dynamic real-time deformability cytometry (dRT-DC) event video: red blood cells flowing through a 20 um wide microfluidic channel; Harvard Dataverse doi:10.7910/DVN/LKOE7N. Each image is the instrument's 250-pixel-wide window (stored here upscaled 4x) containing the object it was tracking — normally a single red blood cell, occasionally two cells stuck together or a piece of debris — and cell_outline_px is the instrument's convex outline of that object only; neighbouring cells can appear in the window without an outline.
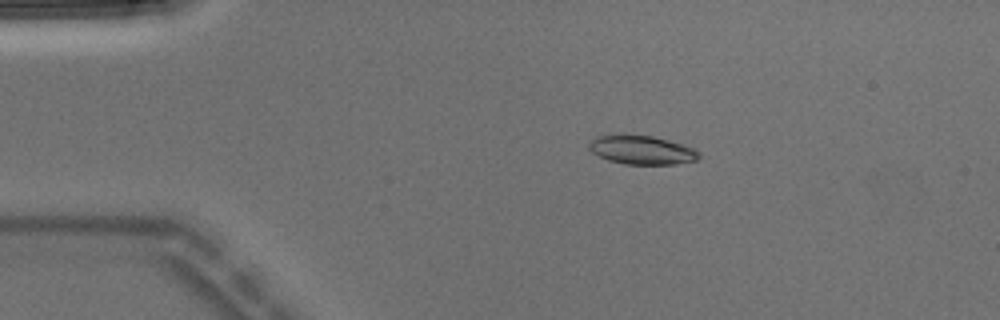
{"species": "Egyptian fruit bat (a non-hibernating species)", "species_latin": "Rousettus aegyptiacus", "temperature_condition": "warm", "stored_images_in_passage": 4, "camera_frame_rate_fps": 3000, "um_per_image_px": 0.085, "animal": {"sex": "male"}, "frame": {"image": 1, "passage_image": 2, "time_ms": 0.333, "image_size_px": [1000, 320], "cell_outline_px": [[700, 156], [696, 160], [676, 164], [624, 164], [608, 160], [592, 152], [588, 148], [588, 144], [596, 136], [652, 136], [668, 140], [692, 148], [700, 152]], "centroid_in_image_um": [54.56, 12.77], "position_along_channel_um": 30.4, "area_um2": 17.98}}
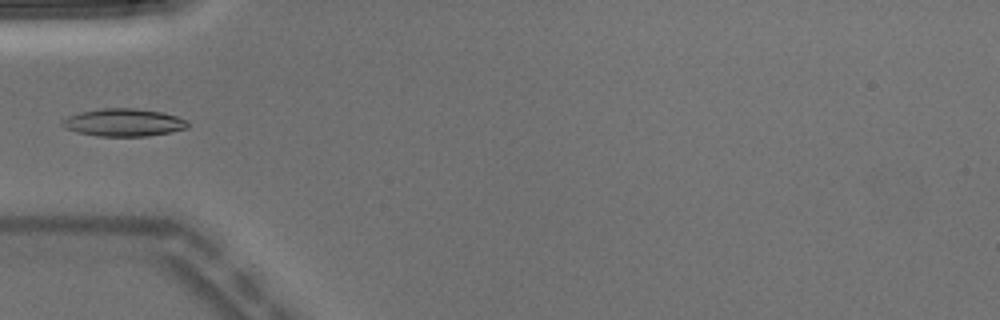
{"frame": {"image": 2, "passage_image": 4, "time_ms": 1.0, "image_size_px": [1000, 320], "cell_outline_px": [[188, 128], [172, 132], [148, 136], [96, 136], [76, 132], [64, 128], [60, 124], [68, 116], [80, 112], [104, 108], [136, 108], [160, 112], [176, 116], [188, 120]], "centroid_in_image_um": [10.52, 10.42], "position_along_channel_um": 74.5, "area_um2": 20.29}}